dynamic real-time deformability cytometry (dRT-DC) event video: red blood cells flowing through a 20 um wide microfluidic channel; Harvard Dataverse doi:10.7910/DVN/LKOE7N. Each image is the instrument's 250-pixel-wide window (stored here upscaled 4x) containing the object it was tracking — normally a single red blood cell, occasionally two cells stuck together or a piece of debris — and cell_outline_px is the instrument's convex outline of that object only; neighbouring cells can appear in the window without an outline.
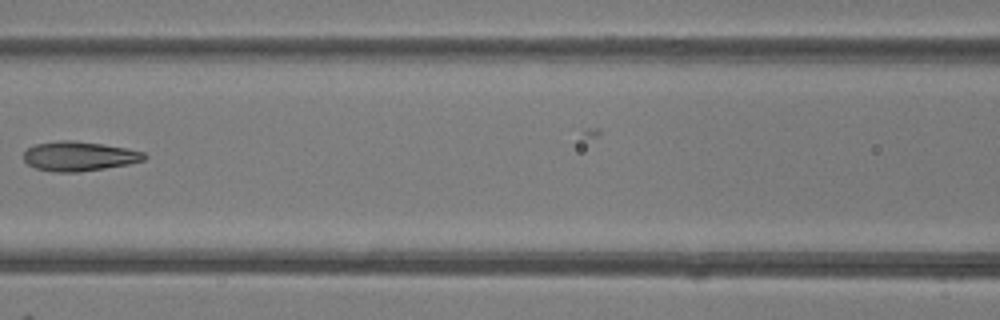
{"species": "common noctule bat (a hibernating species)", "species_latin": "Nyctalus noctula", "temperature_condition": "room temperature", "stored_images_in_passage": 5, "camera_frame_rate_fps": 3000, "um_per_image_px": 0.085, "animal": {"sex": "female"}, "frame": {"image": 1, "passage_image": 5, "time_ms": 5.333, "image_size_px": [1000, 320], "cell_outline_px": [[148, 156], [144, 160], [128, 164], [104, 168], [76, 172], [52, 172], [36, 168], [28, 164], [24, 160], [24, 152], [28, 148], [36, 144], [60, 140], [72, 140], [128, 148], [144, 152]], "centroid_in_image_um": [6.73, 13.28], "position_along_channel_um": 159.9, "area_um2": 20.63}}